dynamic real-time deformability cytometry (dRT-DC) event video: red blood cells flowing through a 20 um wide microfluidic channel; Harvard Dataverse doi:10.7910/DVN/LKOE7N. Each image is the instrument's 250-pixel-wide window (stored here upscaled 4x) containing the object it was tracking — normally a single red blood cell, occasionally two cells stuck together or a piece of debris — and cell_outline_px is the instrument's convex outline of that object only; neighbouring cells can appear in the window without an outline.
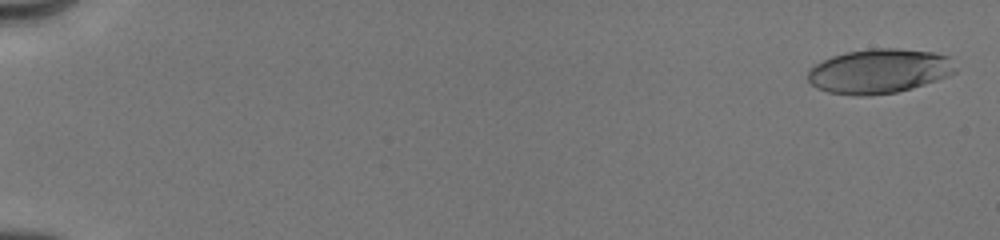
{"species": "human", "species_latin": "Homo sapiens", "temperature_condition": "cold", "stored_images_in_passage": 24, "camera_frame_rate_fps": 3000, "um_per_image_px": 0.085, "donor": {"sex": "male"}, "frame": {"image": 1, "passage_image": 3, "time_ms": 0.333, "image_size_px": [1000, 240], "cell_outline_px": [[956, 72], [948, 76], [912, 88], [896, 92], [864, 96], [856, 96], [828, 92], [816, 88], [808, 80], [808, 68], [832, 56], [844, 52], [872, 48], [896, 48], [932, 52], [948, 56], [956, 68]], "centroid_in_image_um": [74.7, 6.04], "position_along_channel_um": 10.3, "area_um2": 38.26}}
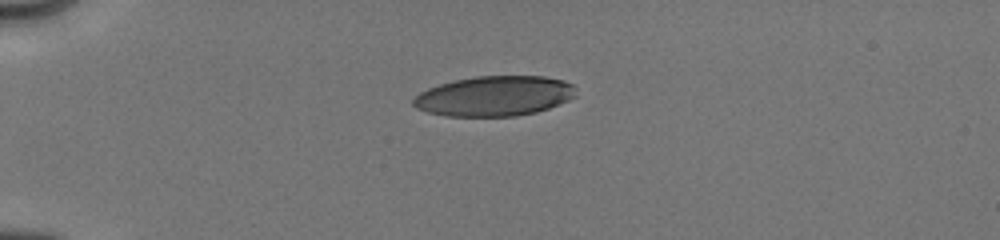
{"frame": {"image": 2, "passage_image": 17, "time_ms": 4.667, "image_size_px": [1000, 240], "cell_outline_px": [[576, 96], [568, 100], [548, 108], [536, 112], [516, 116], [448, 116], [428, 112], [416, 108], [412, 104], [412, 100], [420, 92], [428, 88], [440, 84], [456, 80], [476, 76], [544, 76], [564, 80], [572, 84], [576, 88]], "centroid_in_image_um": [42.04, 8.16], "position_along_channel_um": 43.0, "area_um2": 37.97}}